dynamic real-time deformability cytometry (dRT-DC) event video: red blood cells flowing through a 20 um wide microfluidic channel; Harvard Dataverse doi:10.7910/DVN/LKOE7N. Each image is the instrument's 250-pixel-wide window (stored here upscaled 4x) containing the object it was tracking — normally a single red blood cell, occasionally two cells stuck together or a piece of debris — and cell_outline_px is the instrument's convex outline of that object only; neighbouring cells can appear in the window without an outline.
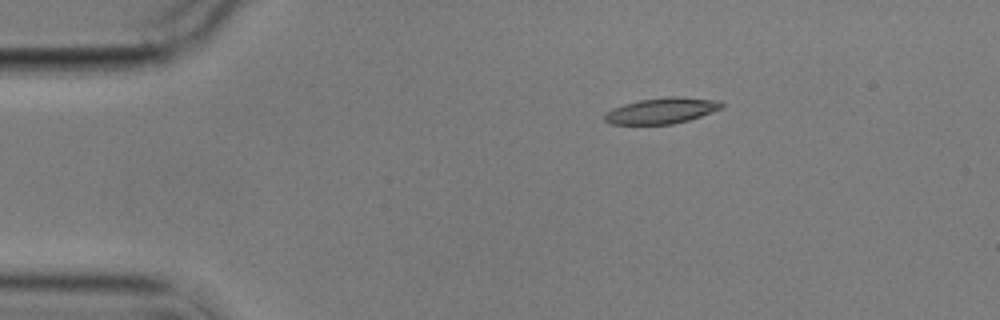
{"species": "common noctule bat (a hibernating species)", "species_latin": "Nyctalus noctula", "temperature_condition": "cold", "stored_images_in_passage": 2, "camera_frame_rate_fps": 3000, "um_per_image_px": 0.085, "animal": {"sex": "male", "body_mass_g": 17.9}, "frame": {"image": 1, "passage_image": 1, "time_ms": 0.0, "image_size_px": [1000, 320], "cell_outline_px": [[724, 108], [688, 120], [672, 124], [608, 124], [604, 120], [604, 116], [612, 108], [624, 104], [640, 100], [668, 96], [684, 96], [720, 100], [724, 104]], "centroid_in_image_um": [56.29, 9.39], "position_along_channel_um": 28.7, "area_um2": 17.8}}